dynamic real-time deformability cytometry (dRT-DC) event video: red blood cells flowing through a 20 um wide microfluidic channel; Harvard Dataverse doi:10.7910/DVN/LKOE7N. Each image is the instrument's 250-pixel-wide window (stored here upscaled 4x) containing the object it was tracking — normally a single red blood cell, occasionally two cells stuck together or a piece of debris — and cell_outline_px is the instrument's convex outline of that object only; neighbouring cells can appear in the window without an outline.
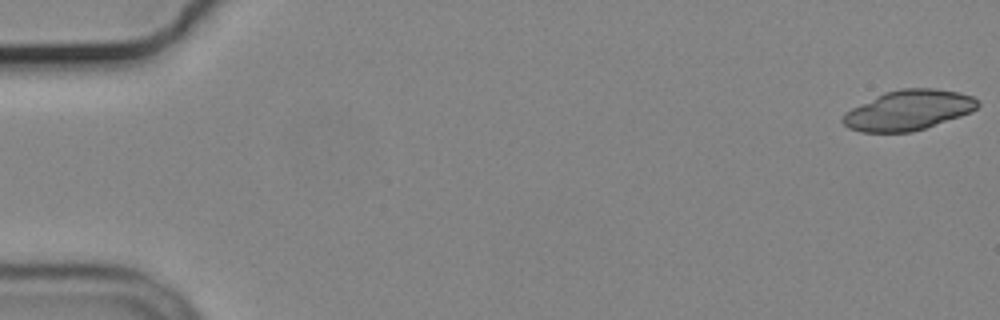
{"species": "common noctule bat (a hibernating species)", "species_latin": "Nyctalus noctula", "temperature_condition": "cold", "stored_images_in_passage": 38, "camera_frame_rate_fps": 3000, "um_per_image_px": 0.085, "animal": {"sex": "male", "body_mass_g": 19.2, "forearm_length_mm": 51.8}, "frame": {"image": 1, "passage_image": 1, "time_ms": 0.0, "image_size_px": [1000, 320], "cell_outline_px": [[980, 104], [972, 112], [912, 132], [860, 132], [848, 128], [840, 120], [844, 112], [884, 92], [900, 88], [936, 88], [960, 92], [972, 96], [980, 100]], "centroid_in_image_um": [77.22, 9.36], "position_along_channel_um": 7.8, "area_um2": 31.62}}